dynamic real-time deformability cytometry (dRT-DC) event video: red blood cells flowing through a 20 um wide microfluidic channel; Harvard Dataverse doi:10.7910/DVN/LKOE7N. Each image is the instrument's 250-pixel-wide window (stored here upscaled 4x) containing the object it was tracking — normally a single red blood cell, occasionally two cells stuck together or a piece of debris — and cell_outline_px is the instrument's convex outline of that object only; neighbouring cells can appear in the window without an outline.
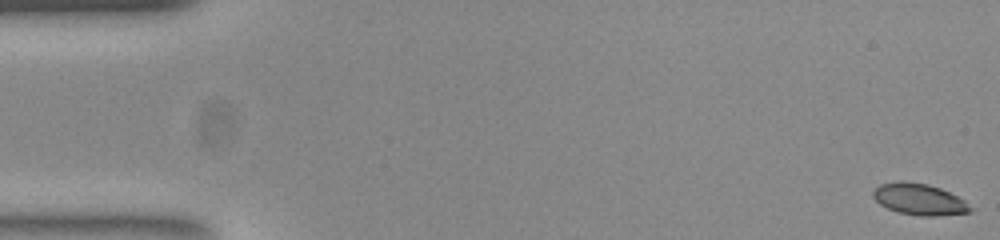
{"species": "common noctule bat (a hibernating species)", "species_latin": "Nyctalus noctula", "temperature_condition": "room temperature", "stored_images_in_passage": 53, "camera_frame_rate_fps": 3000, "um_per_image_px": 0.085, "animal": {"sex": "female", "body_mass_g": 23.0, "forearm_length_mm": 53.4}, "frame": {"image": 1, "passage_image": 1, "time_ms": 0.0, "image_size_px": [1000, 240], "cell_outline_px": [[976, 208], [972, 212], [936, 216], [920, 216], [900, 212], [888, 208], [880, 204], [872, 196], [872, 192], [880, 184], [900, 180], [904, 180], [928, 184], [940, 188], [964, 200]], "centroid_in_image_um": [78.17, 16.94], "position_along_channel_um": 6.8, "area_um2": 17.92}}
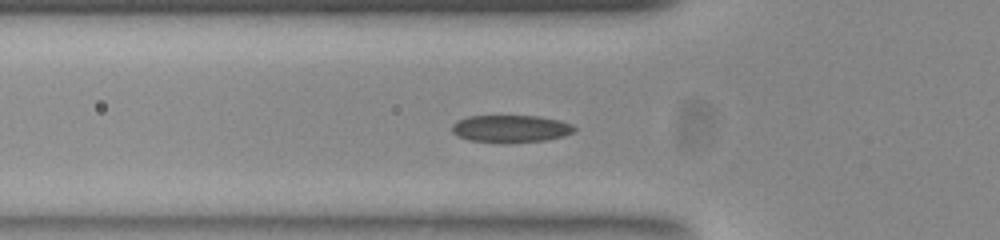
{"frame": {"image": 2, "passage_image": 18, "time_ms": 5.667, "image_size_px": [1000, 240], "cell_outline_px": [[576, 128], [572, 132], [564, 136], [544, 140], [468, 140], [456, 136], [452, 132], [452, 124], [456, 120], [468, 116], [540, 116], [560, 120], [572, 124]], "centroid_in_image_um": [43.39, 10.89], "position_along_channel_um": 82.4, "area_um2": 18.79}}
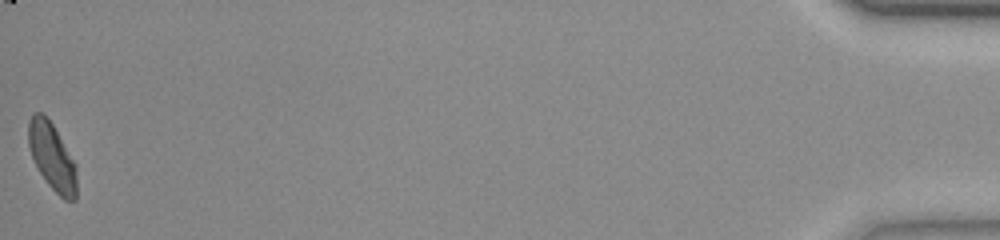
{"frame": {"image": 3, "passage_image": 53, "time_ms": 17.333, "image_size_px": [1000, 240], "cell_outline_px": [[76, 200], [64, 200], [48, 184], [40, 172], [32, 156], [28, 144], [28, 120], [32, 112], [40, 112], [52, 124], [76, 164]], "centroid_in_image_um": [4.42, 13.31], "position_along_channel_um": 430.8, "area_um2": 18.61}, "authors_computed_cell_mechanics": {"area_um2": 19.1896, "velocity_mm_per_s": 3.8711, "shape_relaxation_time_tau1_ms": 2.6988, "shape_relaxation_time_tau2_ms": 1.3664, "deformation_change_tau1": 0.1228, "deformation_change_tau2": 0.0718}}